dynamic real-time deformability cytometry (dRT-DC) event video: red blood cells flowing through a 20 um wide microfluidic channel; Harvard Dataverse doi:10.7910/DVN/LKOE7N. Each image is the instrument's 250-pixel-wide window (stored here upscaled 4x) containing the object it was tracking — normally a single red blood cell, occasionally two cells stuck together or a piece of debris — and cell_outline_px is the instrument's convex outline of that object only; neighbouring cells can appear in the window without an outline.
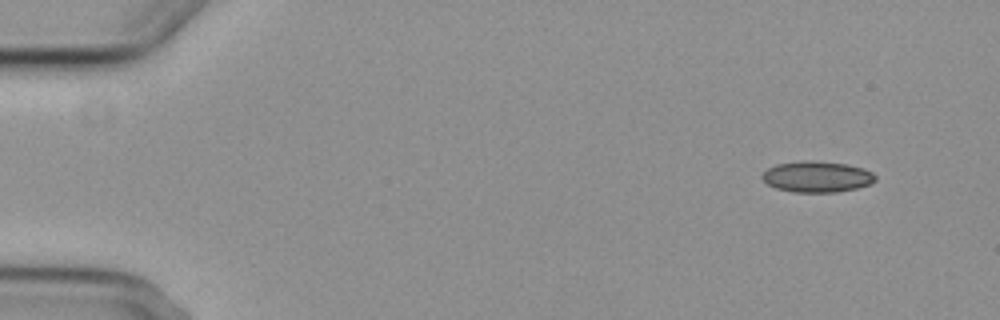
{"species": "common noctule bat (a hibernating species)", "species_latin": "Nyctalus noctula", "temperature_condition": "cold", "stored_images_in_passage": 7, "camera_frame_rate_fps": 3000, "um_per_image_px": 0.085, "animal": {"sex": "female", "body_mass_g": 29.2, "forearm_length_mm": 56.3}, "frame": {"image": 1, "passage_image": 1, "time_ms": 0.0, "image_size_px": [1000, 320], "cell_outline_px": [[876, 180], [868, 184], [856, 188], [836, 192], [792, 192], [776, 188], [768, 184], [760, 176], [768, 168], [776, 164], [808, 160], [812, 160], [848, 164], [864, 168], [872, 172], [876, 176]], "centroid_in_image_um": [69.44, 15.01], "position_along_channel_um": 15.6, "area_um2": 20.46}}
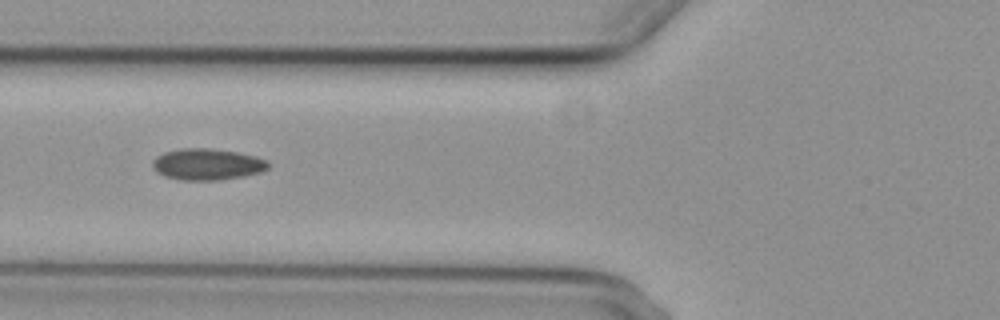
{"frame": {"image": 2, "passage_image": 6, "time_ms": 5.667, "image_size_px": [1000, 320], "cell_outline_px": [[268, 168], [260, 172], [244, 176], [220, 180], [180, 180], [164, 176], [156, 172], [152, 168], [152, 160], [156, 156], [164, 152], [180, 148], [208, 148], [236, 152], [256, 156], [264, 160], [268, 164]], "centroid_in_image_um": [17.55, 13.97], "position_along_channel_um": 108.2, "area_um2": 21.21}}
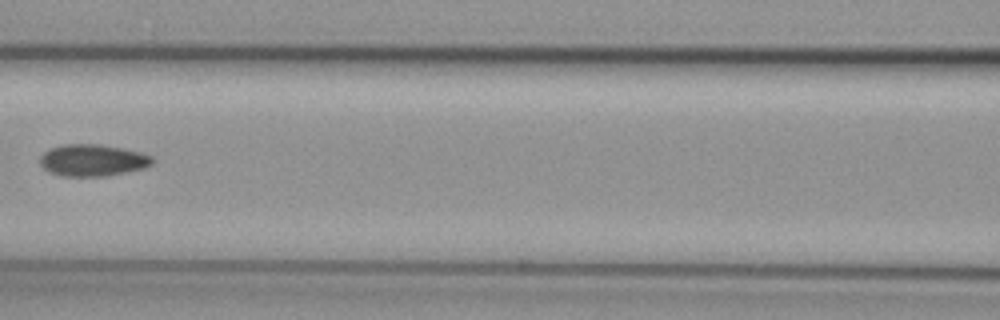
{"frame": {"image": 3, "passage_image": 7, "time_ms": 7.0, "image_size_px": [1000, 320], "cell_outline_px": [[152, 164], [144, 168], [104, 176], [60, 176], [48, 172], [40, 164], [40, 156], [48, 148], [64, 144], [100, 144], [124, 148], [140, 152], [152, 156]], "centroid_in_image_um": [7.83, 13.61], "position_along_channel_um": 158.8, "area_um2": 20.92}}